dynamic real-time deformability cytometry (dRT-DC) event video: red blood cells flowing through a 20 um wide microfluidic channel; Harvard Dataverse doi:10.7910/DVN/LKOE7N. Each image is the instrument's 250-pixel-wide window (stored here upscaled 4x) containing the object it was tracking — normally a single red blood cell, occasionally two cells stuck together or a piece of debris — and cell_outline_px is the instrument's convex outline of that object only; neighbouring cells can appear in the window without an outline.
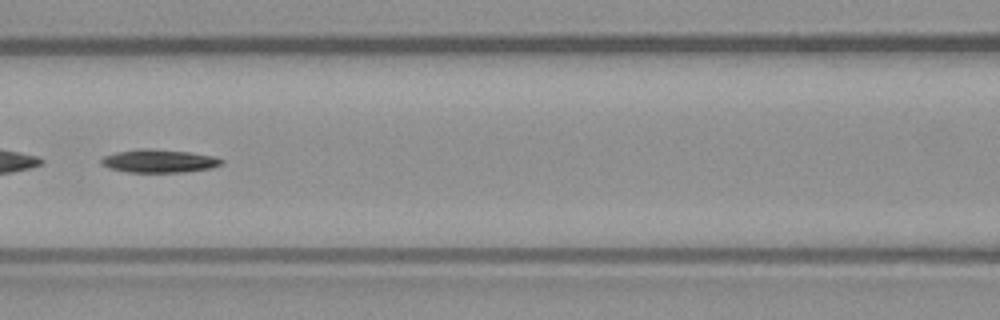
{"species": "common noctule bat (a hibernating species)", "species_latin": "Nyctalus noctula", "temperature_condition": "warm", "stored_images_in_passage": 47, "camera_frame_rate_fps": 3000, "um_per_image_px": 0.085, "animal": {"sex": "male", "body_mass_g": 23.1, "forearm_length_mm": 52.7}, "frame": {"image": 1, "passage_image": 20, "time_ms": 6.333, "image_size_px": [1000, 320], "cell_outline_px": [[224, 164], [212, 168], [184, 172], [128, 172], [108, 168], [100, 164], [100, 160], [104, 156], [116, 152], [140, 148], [148, 148], [188, 152], [212, 156], [224, 160]], "centroid_in_image_um": [13.5, 13.69], "position_along_channel_um": 153.1, "area_um2": 16.3}}
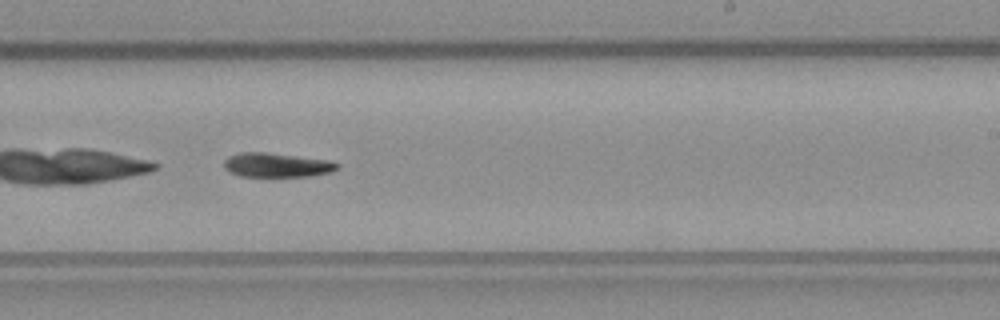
{"frame": {"image": 2, "passage_image": 28, "time_ms": 9.0, "image_size_px": [1000, 320], "cell_outline_px": [[340, 168], [332, 172], [308, 176], [272, 180], [240, 176], [224, 168], [224, 160], [228, 156], [240, 152], [264, 152], [328, 160], [340, 164]], "centroid_in_image_um": [23.52, 14.08], "position_along_channel_um": 265.5, "area_um2": 16.88}}
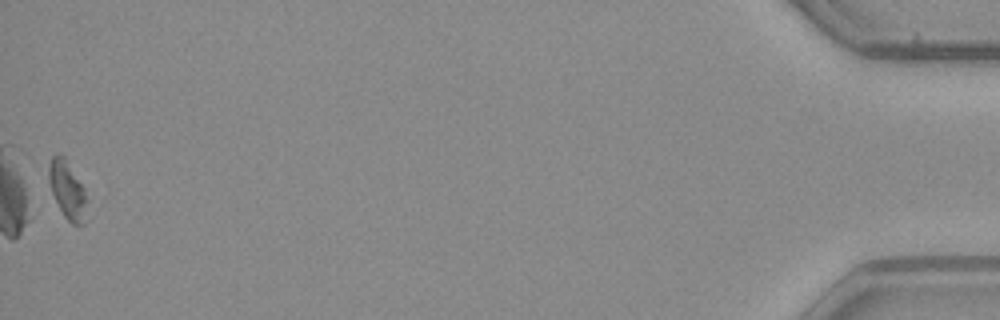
{"frame": {"image": 3, "passage_image": 47, "time_ms": 15.333, "image_size_px": [1000, 320], "cell_outline_px": [[84, 224], [72, 224], [64, 216], [52, 192], [48, 180], [48, 164], [52, 156], [56, 152], [64, 156], [84, 188]], "centroid_in_image_um": [5.66, 16.07], "position_along_channel_um": 429.5, "area_um2": 12.37}}